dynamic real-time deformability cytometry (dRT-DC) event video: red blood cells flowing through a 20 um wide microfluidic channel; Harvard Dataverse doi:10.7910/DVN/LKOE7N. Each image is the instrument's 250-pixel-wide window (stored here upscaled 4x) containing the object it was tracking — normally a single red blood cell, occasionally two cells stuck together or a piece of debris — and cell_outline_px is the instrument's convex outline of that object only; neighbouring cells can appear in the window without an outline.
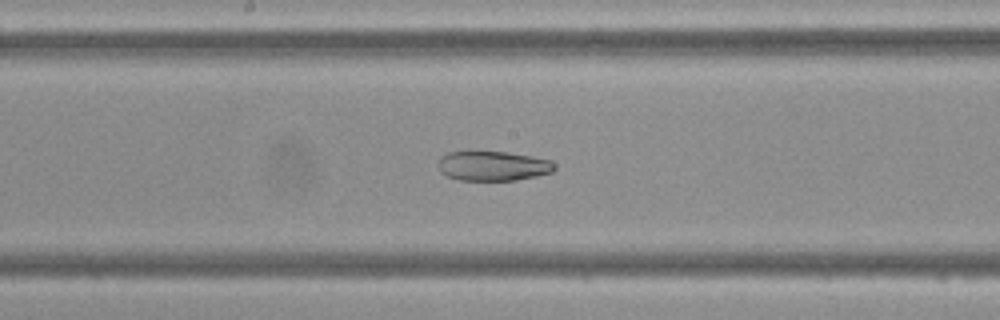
{"species": "Egyptian fruit bat (a non-hibernating species)", "species_latin": "Rousettus aegyptiacus", "temperature_condition": "cold", "stored_images_in_passage": 47, "camera_frame_rate_fps": 3000, "um_per_image_px": 0.085, "frame": {"image": 1, "passage_image": 24, "time_ms": 7.667, "image_size_px": [1000, 320], "cell_outline_px": [[556, 168], [552, 172], [536, 176], [516, 180], [460, 180], [444, 176], [440, 172], [440, 156], [448, 152], [504, 152], [532, 156], [552, 160], [556, 164]], "centroid_in_image_um": [41.93, 14.11], "position_along_channel_um": 206.3, "area_um2": 20.11}}
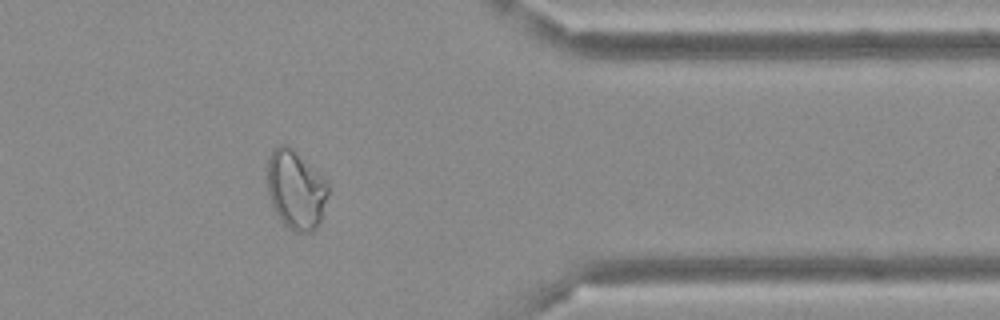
{"frame": {"image": 2, "passage_image": 38, "time_ms": 12.333, "image_size_px": [1000, 320], "cell_outline_px": [[328, 196], [320, 224], [312, 232], [296, 232], [288, 228], [280, 220], [272, 204], [268, 192], [268, 160], [276, 144], [288, 144], [328, 180]], "centroid_in_image_um": [25.18, 16.12], "position_along_channel_um": 386.2, "area_um2": 28.26}}
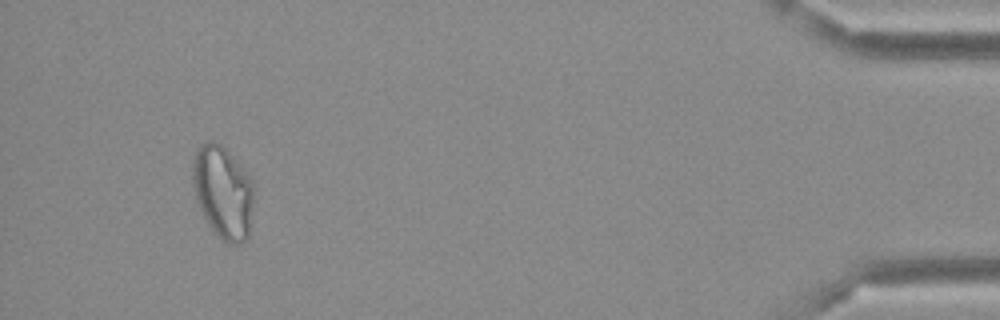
{"frame": {"image": 3, "passage_image": 44, "time_ms": 14.333, "image_size_px": [1000, 320], "cell_outline_px": [[252, 204], [248, 236], [244, 244], [224, 244], [212, 232], [196, 200], [192, 184], [192, 160], [200, 144], [208, 140], [212, 140], [220, 144], [240, 164], [252, 180]], "centroid_in_image_um": [18.92, 16.36], "position_along_channel_um": 416.3, "area_um2": 33.29}}